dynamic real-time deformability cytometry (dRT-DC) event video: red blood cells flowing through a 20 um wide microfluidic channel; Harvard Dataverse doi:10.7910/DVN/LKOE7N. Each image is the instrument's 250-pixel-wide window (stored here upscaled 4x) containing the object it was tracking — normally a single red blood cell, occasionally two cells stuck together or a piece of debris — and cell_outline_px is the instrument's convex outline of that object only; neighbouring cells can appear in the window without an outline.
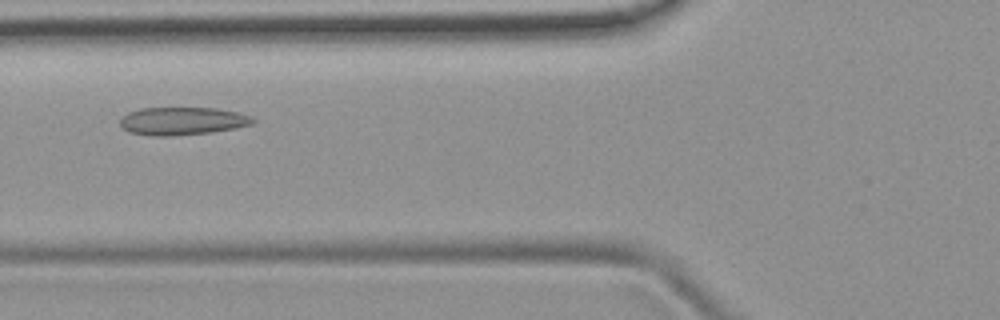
{"species": "common noctule bat (a hibernating species)", "species_latin": "Nyctalus noctula", "temperature_condition": "room temperature", "stored_images_in_passage": 35, "camera_frame_rate_fps": 3000, "um_per_image_px": 0.085, "animal": {"sex": "female", "body_mass_g": 19.9}, "frame": {"image": 1, "passage_image": 5, "time_ms": 1.333, "image_size_px": [1000, 320], "cell_outline_px": [[256, 120], [252, 124], [212, 132], [172, 136], [152, 136], [132, 132], [124, 128], [120, 124], [120, 120], [128, 112], [140, 108], [216, 108], [240, 112]], "centroid_in_image_um": [15.5, 10.28], "position_along_channel_um": 110.3, "area_um2": 21.39}}
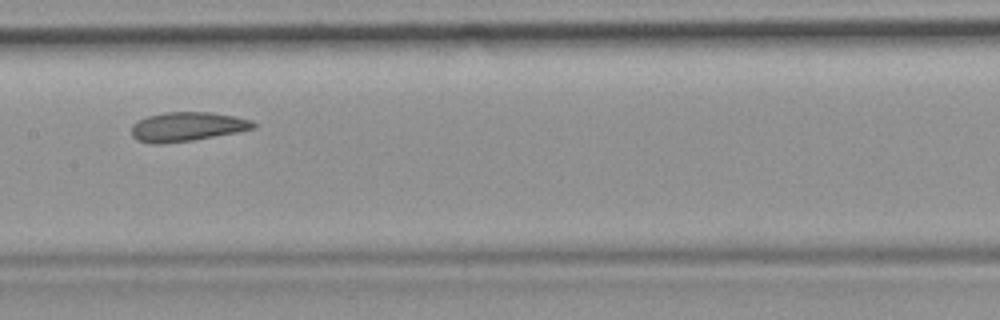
{"frame": {"image": 2, "passage_image": 11, "time_ms": 3.333, "image_size_px": [1000, 320], "cell_outline_px": [[256, 128], [236, 132], [192, 140], [160, 144], [156, 144], [136, 140], [132, 136], [132, 124], [148, 116], [164, 112], [208, 112], [236, 116], [252, 120], [256, 124]], "centroid_in_image_um": [15.91, 10.76], "position_along_channel_um": 191.5, "area_um2": 20.63}}
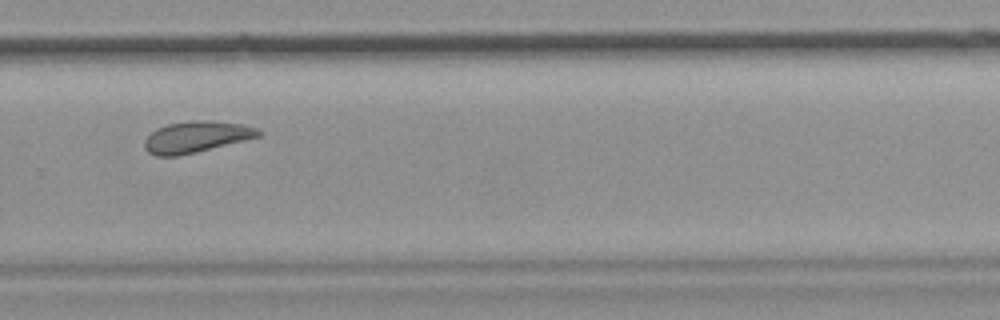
{"frame": {"image": 3, "passage_image": 20, "time_ms": 6.333, "image_size_px": [1000, 320], "cell_outline_px": [[264, 132], [260, 136], [196, 152], [176, 156], [156, 156], [148, 152], [144, 148], [144, 140], [156, 128], [168, 124], [192, 120], [204, 120], [240, 124], [256, 128]], "centroid_in_image_um": [16.65, 11.64], "position_along_channel_um": 313.1, "area_um2": 20.58}}